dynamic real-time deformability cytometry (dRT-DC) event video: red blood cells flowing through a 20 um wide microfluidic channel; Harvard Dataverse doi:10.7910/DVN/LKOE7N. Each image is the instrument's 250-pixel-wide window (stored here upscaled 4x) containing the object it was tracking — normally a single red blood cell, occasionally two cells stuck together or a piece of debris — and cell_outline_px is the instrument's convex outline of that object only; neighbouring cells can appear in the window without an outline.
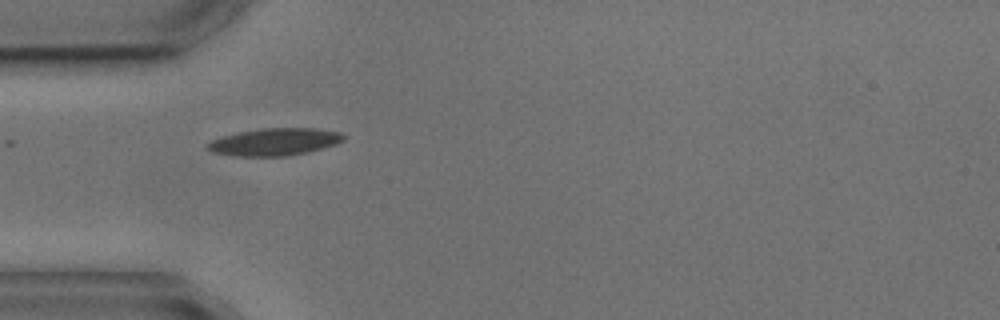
{"species": "common noctule bat (a hibernating species)", "species_latin": "Nyctalus noctula", "temperature_condition": "cold", "stored_images_in_passage": 3, "camera_frame_rate_fps": 3000, "um_per_image_px": 0.085, "animal": {"sex": "male", "body_mass_g": 17.9, "forearm_length_mm": 54.2}, "frame": {"image": 1, "passage_image": 2, "time_ms": 1.333, "image_size_px": [1000, 320], "cell_outline_px": [[344, 140], [336, 144], [308, 152], [288, 156], [236, 156], [212, 152], [204, 144], [220, 136], [236, 132], [260, 128], [316, 128], [340, 132], [344, 136]], "centroid_in_image_um": [23.31, 12.05], "position_along_channel_um": 61.7, "area_um2": 21.85}}